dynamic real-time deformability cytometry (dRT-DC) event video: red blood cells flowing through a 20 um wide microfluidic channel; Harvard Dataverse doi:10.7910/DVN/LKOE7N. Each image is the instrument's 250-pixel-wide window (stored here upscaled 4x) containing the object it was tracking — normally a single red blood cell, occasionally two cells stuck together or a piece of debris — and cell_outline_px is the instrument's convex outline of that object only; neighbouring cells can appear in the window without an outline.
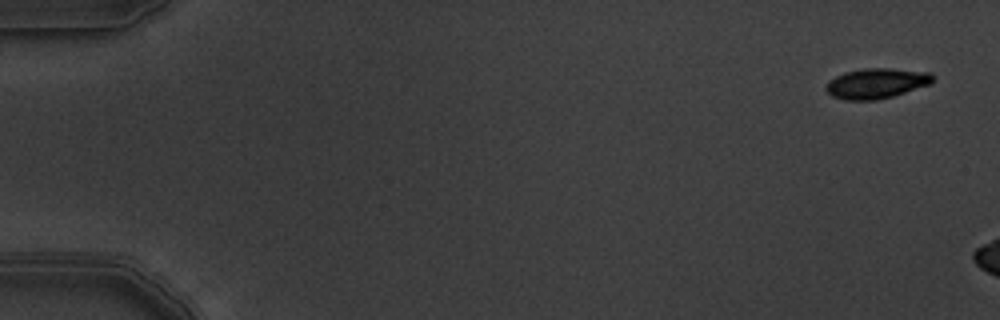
{"species": "common noctule bat (a hibernating species)", "species_latin": "Nyctalus noctula", "temperature_condition": "warm", "stored_images_in_passage": 3, "camera_frame_rate_fps": 3000, "um_per_image_px": 0.085, "animal": {"sex": "male", "body_mass_g": 19.5, "forearm_length_mm": 54.6}, "frame": {"image": 1, "passage_image": 1, "time_ms": 0.0, "image_size_px": [1000, 320], "cell_outline_px": [[932, 84], [892, 96], [876, 100], [844, 100], [832, 96], [824, 88], [828, 80], [844, 72], [864, 68], [892, 68], [932, 72]], "centroid_in_image_um": [74.48, 7.08], "position_along_channel_um": 10.5, "area_um2": 18.96}}